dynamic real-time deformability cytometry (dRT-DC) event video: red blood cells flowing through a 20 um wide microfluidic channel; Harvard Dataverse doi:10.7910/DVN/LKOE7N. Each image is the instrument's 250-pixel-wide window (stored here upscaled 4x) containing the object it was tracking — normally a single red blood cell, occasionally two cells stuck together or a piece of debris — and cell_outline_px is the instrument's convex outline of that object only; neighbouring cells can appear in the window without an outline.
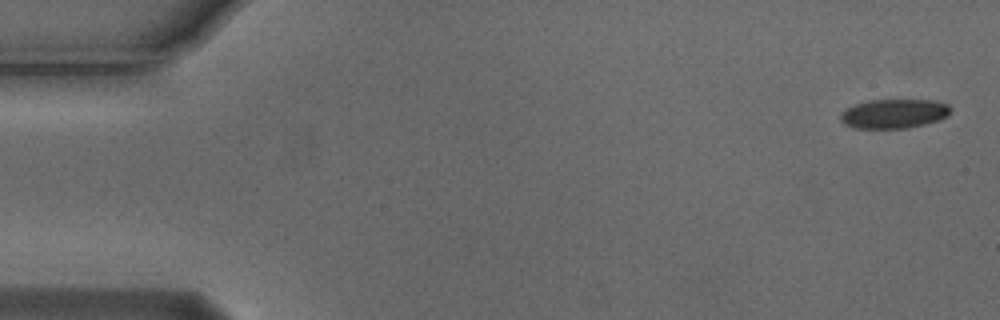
{"species": "Egyptian fruit bat (a non-hibernating species)", "species_latin": "Rousettus aegyptiacus", "temperature_condition": "cold", "stored_images_in_passage": 5, "camera_frame_rate_fps": 3000, "um_per_image_px": 0.085, "animal": {"sex": "male"}, "frame": {"image": 1, "passage_image": 1, "time_ms": 0.0, "image_size_px": [1000, 320], "cell_outline_px": [[952, 108], [948, 116], [940, 120], [908, 128], [856, 128], [844, 124], [840, 120], [840, 116], [848, 108], [856, 104], [868, 100], [932, 100], [948, 104]], "centroid_in_image_um": [76.03, 9.66], "position_along_channel_um": 9.0, "area_um2": 18.73}}
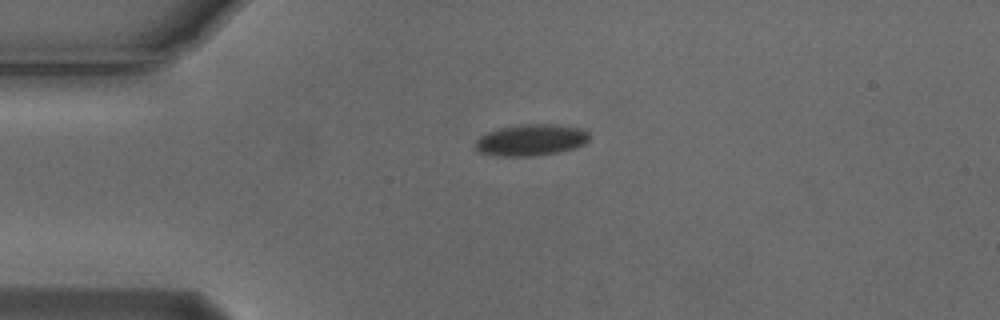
{"frame": {"image": 2, "passage_image": 4, "time_ms": 1.0, "image_size_px": [1000, 320], "cell_outline_px": [[588, 140], [584, 144], [576, 148], [560, 152], [536, 156], [496, 156], [480, 152], [476, 148], [476, 140], [484, 132], [500, 128], [520, 124], [552, 124], [580, 128], [588, 132]], "centroid_in_image_um": [45.12, 11.9], "position_along_channel_um": 39.9, "area_um2": 21.04}}